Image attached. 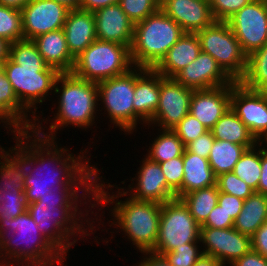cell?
I'll return each instance as SVG.
<instances>
[{
  "label": "cell",
  "instance_id": "f546056e",
  "mask_svg": "<svg viewBox=\"0 0 267 266\" xmlns=\"http://www.w3.org/2000/svg\"><path fill=\"white\" fill-rule=\"evenodd\" d=\"M211 132L215 139L243 145L247 149L259 143L231 107L216 122Z\"/></svg>",
  "mask_w": 267,
  "mask_h": 266
},
{
  "label": "cell",
  "instance_id": "8fae6325",
  "mask_svg": "<svg viewBox=\"0 0 267 266\" xmlns=\"http://www.w3.org/2000/svg\"><path fill=\"white\" fill-rule=\"evenodd\" d=\"M196 34L201 51L210 54L234 81L245 75L247 56L227 22L215 21Z\"/></svg>",
  "mask_w": 267,
  "mask_h": 266
},
{
  "label": "cell",
  "instance_id": "7a4b0ae2",
  "mask_svg": "<svg viewBox=\"0 0 267 266\" xmlns=\"http://www.w3.org/2000/svg\"><path fill=\"white\" fill-rule=\"evenodd\" d=\"M79 191H82V193L80 194ZM95 197L96 188L53 189L44 197H40L39 201L28 204L27 211L30 213L46 240L66 259V255H68L67 252L70 250L71 246L81 238L84 239L91 233L95 234V228L99 224L104 226L105 222L102 221L101 224L102 218L96 214L97 212H95L94 216H97L96 218L88 217V213L94 207L96 208ZM79 203L80 205H78ZM83 203L86 205L85 208L88 203L91 206L88 205V208H86L87 210L79 209ZM90 207L92 209H90ZM97 220L98 225L94 226L95 224L93 223L97 222ZM93 231H95V233Z\"/></svg>",
  "mask_w": 267,
  "mask_h": 266
},
{
  "label": "cell",
  "instance_id": "9f6ffc18",
  "mask_svg": "<svg viewBox=\"0 0 267 266\" xmlns=\"http://www.w3.org/2000/svg\"><path fill=\"white\" fill-rule=\"evenodd\" d=\"M3 150H4V147H2V146L0 145V153H2Z\"/></svg>",
  "mask_w": 267,
  "mask_h": 266
},
{
  "label": "cell",
  "instance_id": "603a6c76",
  "mask_svg": "<svg viewBox=\"0 0 267 266\" xmlns=\"http://www.w3.org/2000/svg\"><path fill=\"white\" fill-rule=\"evenodd\" d=\"M94 19L97 39L131 48L134 23L125 14L119 3L95 11Z\"/></svg>",
  "mask_w": 267,
  "mask_h": 266
},
{
  "label": "cell",
  "instance_id": "7402d4cb",
  "mask_svg": "<svg viewBox=\"0 0 267 266\" xmlns=\"http://www.w3.org/2000/svg\"><path fill=\"white\" fill-rule=\"evenodd\" d=\"M231 107V85L194 90L189 114L198 119L208 130Z\"/></svg>",
  "mask_w": 267,
  "mask_h": 266
},
{
  "label": "cell",
  "instance_id": "d6986e66",
  "mask_svg": "<svg viewBox=\"0 0 267 266\" xmlns=\"http://www.w3.org/2000/svg\"><path fill=\"white\" fill-rule=\"evenodd\" d=\"M174 79L194 90L232 85L235 82L210 54L202 51Z\"/></svg>",
  "mask_w": 267,
  "mask_h": 266
},
{
  "label": "cell",
  "instance_id": "8d00e7d4",
  "mask_svg": "<svg viewBox=\"0 0 267 266\" xmlns=\"http://www.w3.org/2000/svg\"><path fill=\"white\" fill-rule=\"evenodd\" d=\"M119 5L134 24L160 10L159 0H120Z\"/></svg>",
  "mask_w": 267,
  "mask_h": 266
},
{
  "label": "cell",
  "instance_id": "83f0119b",
  "mask_svg": "<svg viewBox=\"0 0 267 266\" xmlns=\"http://www.w3.org/2000/svg\"><path fill=\"white\" fill-rule=\"evenodd\" d=\"M182 196L195 190L216 185V176L208 159L189 152L183 153Z\"/></svg>",
  "mask_w": 267,
  "mask_h": 266
},
{
  "label": "cell",
  "instance_id": "2e32d148",
  "mask_svg": "<svg viewBox=\"0 0 267 266\" xmlns=\"http://www.w3.org/2000/svg\"><path fill=\"white\" fill-rule=\"evenodd\" d=\"M194 89L183 86L174 78L161 75L160 97L158 108L147 124L154 129L172 130L188 113Z\"/></svg>",
  "mask_w": 267,
  "mask_h": 266
},
{
  "label": "cell",
  "instance_id": "60d3db41",
  "mask_svg": "<svg viewBox=\"0 0 267 266\" xmlns=\"http://www.w3.org/2000/svg\"><path fill=\"white\" fill-rule=\"evenodd\" d=\"M172 131L180 138L186 146L193 140L208 131V129L194 116L187 114Z\"/></svg>",
  "mask_w": 267,
  "mask_h": 266
},
{
  "label": "cell",
  "instance_id": "7c38bea8",
  "mask_svg": "<svg viewBox=\"0 0 267 266\" xmlns=\"http://www.w3.org/2000/svg\"><path fill=\"white\" fill-rule=\"evenodd\" d=\"M0 153V219L11 220L28 209L24 180L26 165L10 146Z\"/></svg>",
  "mask_w": 267,
  "mask_h": 266
},
{
  "label": "cell",
  "instance_id": "4dcf8cb0",
  "mask_svg": "<svg viewBox=\"0 0 267 266\" xmlns=\"http://www.w3.org/2000/svg\"><path fill=\"white\" fill-rule=\"evenodd\" d=\"M247 148L226 140L215 139L211 148L208 161L217 177L226 172H232Z\"/></svg>",
  "mask_w": 267,
  "mask_h": 266
},
{
  "label": "cell",
  "instance_id": "db71d44e",
  "mask_svg": "<svg viewBox=\"0 0 267 266\" xmlns=\"http://www.w3.org/2000/svg\"><path fill=\"white\" fill-rule=\"evenodd\" d=\"M30 0H0V4L17 10H22Z\"/></svg>",
  "mask_w": 267,
  "mask_h": 266
},
{
  "label": "cell",
  "instance_id": "30bf717a",
  "mask_svg": "<svg viewBox=\"0 0 267 266\" xmlns=\"http://www.w3.org/2000/svg\"><path fill=\"white\" fill-rule=\"evenodd\" d=\"M200 234L201 226L181 199L165 202L161 207L156 245L150 253L162 256L186 243H201Z\"/></svg>",
  "mask_w": 267,
  "mask_h": 266
},
{
  "label": "cell",
  "instance_id": "8992f818",
  "mask_svg": "<svg viewBox=\"0 0 267 266\" xmlns=\"http://www.w3.org/2000/svg\"><path fill=\"white\" fill-rule=\"evenodd\" d=\"M110 195L108 190L96 188L95 206H98V211L113 204L109 210L113 221L108 220L109 224L111 223L109 226L119 229L118 233L120 230L123 231L124 238L127 236L130 243L132 242L131 244L135 245L134 248L136 247L141 254L150 253L155 248L158 237L162 204L137 200L131 196L122 201L118 199V191Z\"/></svg>",
  "mask_w": 267,
  "mask_h": 266
},
{
  "label": "cell",
  "instance_id": "ee69618b",
  "mask_svg": "<svg viewBox=\"0 0 267 266\" xmlns=\"http://www.w3.org/2000/svg\"><path fill=\"white\" fill-rule=\"evenodd\" d=\"M234 227V220L217 204L201 228L225 229Z\"/></svg>",
  "mask_w": 267,
  "mask_h": 266
},
{
  "label": "cell",
  "instance_id": "b9f144b4",
  "mask_svg": "<svg viewBox=\"0 0 267 266\" xmlns=\"http://www.w3.org/2000/svg\"><path fill=\"white\" fill-rule=\"evenodd\" d=\"M252 0H208L215 21L226 22Z\"/></svg>",
  "mask_w": 267,
  "mask_h": 266
},
{
  "label": "cell",
  "instance_id": "52a82bcc",
  "mask_svg": "<svg viewBox=\"0 0 267 266\" xmlns=\"http://www.w3.org/2000/svg\"><path fill=\"white\" fill-rule=\"evenodd\" d=\"M184 33L161 9L134 24L130 48L133 66L154 69Z\"/></svg>",
  "mask_w": 267,
  "mask_h": 266
},
{
  "label": "cell",
  "instance_id": "6da1fadb",
  "mask_svg": "<svg viewBox=\"0 0 267 266\" xmlns=\"http://www.w3.org/2000/svg\"><path fill=\"white\" fill-rule=\"evenodd\" d=\"M12 134V139H15L12 148L26 165L24 186L27 204L39 201L40 197L53 189L96 188L100 169L95 164L91 165V154L87 158V153H90L88 148L74 155L72 149L69 151L57 140L43 138L33 130L15 131Z\"/></svg>",
  "mask_w": 267,
  "mask_h": 266
},
{
  "label": "cell",
  "instance_id": "11a10c76",
  "mask_svg": "<svg viewBox=\"0 0 267 266\" xmlns=\"http://www.w3.org/2000/svg\"><path fill=\"white\" fill-rule=\"evenodd\" d=\"M68 7L69 9H79L82 0H55Z\"/></svg>",
  "mask_w": 267,
  "mask_h": 266
},
{
  "label": "cell",
  "instance_id": "ffe728a7",
  "mask_svg": "<svg viewBox=\"0 0 267 266\" xmlns=\"http://www.w3.org/2000/svg\"><path fill=\"white\" fill-rule=\"evenodd\" d=\"M160 84L161 74L155 69L136 66L134 132L138 131V124L146 127L154 116L159 105Z\"/></svg>",
  "mask_w": 267,
  "mask_h": 266
},
{
  "label": "cell",
  "instance_id": "44dd1931",
  "mask_svg": "<svg viewBox=\"0 0 267 266\" xmlns=\"http://www.w3.org/2000/svg\"><path fill=\"white\" fill-rule=\"evenodd\" d=\"M160 9L185 33H196L215 22L208 0H162Z\"/></svg>",
  "mask_w": 267,
  "mask_h": 266
},
{
  "label": "cell",
  "instance_id": "3957f363",
  "mask_svg": "<svg viewBox=\"0 0 267 266\" xmlns=\"http://www.w3.org/2000/svg\"><path fill=\"white\" fill-rule=\"evenodd\" d=\"M1 66L19 102L37 119L38 106L54 95L60 72L44 62L32 40L25 39L11 43L9 58Z\"/></svg>",
  "mask_w": 267,
  "mask_h": 266
},
{
  "label": "cell",
  "instance_id": "f907efd6",
  "mask_svg": "<svg viewBox=\"0 0 267 266\" xmlns=\"http://www.w3.org/2000/svg\"><path fill=\"white\" fill-rule=\"evenodd\" d=\"M143 258L132 266H170L162 256L152 253H143Z\"/></svg>",
  "mask_w": 267,
  "mask_h": 266
},
{
  "label": "cell",
  "instance_id": "7bdbcfd3",
  "mask_svg": "<svg viewBox=\"0 0 267 266\" xmlns=\"http://www.w3.org/2000/svg\"><path fill=\"white\" fill-rule=\"evenodd\" d=\"M214 141L215 138L211 130H208L207 132L199 136L196 140L188 143L185 148L191 153L208 159Z\"/></svg>",
  "mask_w": 267,
  "mask_h": 266
},
{
  "label": "cell",
  "instance_id": "cb8c5ba5",
  "mask_svg": "<svg viewBox=\"0 0 267 266\" xmlns=\"http://www.w3.org/2000/svg\"><path fill=\"white\" fill-rule=\"evenodd\" d=\"M1 123L8 134L9 131L11 133L30 131L36 123V118L19 102L2 66H0V125Z\"/></svg>",
  "mask_w": 267,
  "mask_h": 266
},
{
  "label": "cell",
  "instance_id": "e0dca14e",
  "mask_svg": "<svg viewBox=\"0 0 267 266\" xmlns=\"http://www.w3.org/2000/svg\"><path fill=\"white\" fill-rule=\"evenodd\" d=\"M200 241L203 254L216 258L223 266H230L252 249L251 237L234 227L201 228Z\"/></svg>",
  "mask_w": 267,
  "mask_h": 266
},
{
  "label": "cell",
  "instance_id": "ac0fdd59",
  "mask_svg": "<svg viewBox=\"0 0 267 266\" xmlns=\"http://www.w3.org/2000/svg\"><path fill=\"white\" fill-rule=\"evenodd\" d=\"M70 10L55 0H30L21 10L24 39L62 29Z\"/></svg>",
  "mask_w": 267,
  "mask_h": 266
},
{
  "label": "cell",
  "instance_id": "836d02e7",
  "mask_svg": "<svg viewBox=\"0 0 267 266\" xmlns=\"http://www.w3.org/2000/svg\"><path fill=\"white\" fill-rule=\"evenodd\" d=\"M239 82L247 89L267 93V43L247 57L246 72Z\"/></svg>",
  "mask_w": 267,
  "mask_h": 266
},
{
  "label": "cell",
  "instance_id": "681fc988",
  "mask_svg": "<svg viewBox=\"0 0 267 266\" xmlns=\"http://www.w3.org/2000/svg\"><path fill=\"white\" fill-rule=\"evenodd\" d=\"M119 1L120 0H82L79 9L94 13L106 6L117 4Z\"/></svg>",
  "mask_w": 267,
  "mask_h": 266
},
{
  "label": "cell",
  "instance_id": "5b68a950",
  "mask_svg": "<svg viewBox=\"0 0 267 266\" xmlns=\"http://www.w3.org/2000/svg\"><path fill=\"white\" fill-rule=\"evenodd\" d=\"M65 261L28 211L11 220L0 219V266H67Z\"/></svg>",
  "mask_w": 267,
  "mask_h": 266
},
{
  "label": "cell",
  "instance_id": "9c48e42d",
  "mask_svg": "<svg viewBox=\"0 0 267 266\" xmlns=\"http://www.w3.org/2000/svg\"><path fill=\"white\" fill-rule=\"evenodd\" d=\"M136 82V66L127 73L102 80L98 85V102L103 105L102 110L107 114L111 128H119L124 135L134 132L133 97ZM106 112V113H105Z\"/></svg>",
  "mask_w": 267,
  "mask_h": 266
},
{
  "label": "cell",
  "instance_id": "4fadbf2b",
  "mask_svg": "<svg viewBox=\"0 0 267 266\" xmlns=\"http://www.w3.org/2000/svg\"><path fill=\"white\" fill-rule=\"evenodd\" d=\"M139 162V171H136L137 175L135 174V177L130 180L133 182L128 185V188H120L118 185H112L110 182L101 180L103 176H100V173L97 176L96 188H105V190H113L115 188L118 190L119 198H124V196L127 197L129 195L137 200L157 202L160 204L176 199V193L167 185V180L160 164L150 160L145 155ZM105 183H108L107 186Z\"/></svg>",
  "mask_w": 267,
  "mask_h": 266
},
{
  "label": "cell",
  "instance_id": "1f68e13d",
  "mask_svg": "<svg viewBox=\"0 0 267 266\" xmlns=\"http://www.w3.org/2000/svg\"><path fill=\"white\" fill-rule=\"evenodd\" d=\"M158 130V136L154 137L147 150L146 157L161 163L175 157L183 156L185 145L172 130ZM161 131V132H160ZM160 133V134H159Z\"/></svg>",
  "mask_w": 267,
  "mask_h": 266
},
{
  "label": "cell",
  "instance_id": "277c9868",
  "mask_svg": "<svg viewBox=\"0 0 267 266\" xmlns=\"http://www.w3.org/2000/svg\"><path fill=\"white\" fill-rule=\"evenodd\" d=\"M56 94L58 100L55 104L58 106L54 109L57 111L53 115L54 119H51L49 128L46 125L42 126V122L48 124L47 121H50L48 118L42 117V120L39 116L36 119L32 130L39 136L57 140L56 134L59 128L63 129L72 125V127H79L86 131L87 128H93V125L97 126L95 120L98 119L97 113L101 107L98 103V85L96 82L79 78L72 72L60 73L54 86V95ZM45 130L48 132H44Z\"/></svg>",
  "mask_w": 267,
  "mask_h": 266
},
{
  "label": "cell",
  "instance_id": "ab89813d",
  "mask_svg": "<svg viewBox=\"0 0 267 266\" xmlns=\"http://www.w3.org/2000/svg\"><path fill=\"white\" fill-rule=\"evenodd\" d=\"M166 177L167 185L176 193V198L182 197L183 156L159 163Z\"/></svg>",
  "mask_w": 267,
  "mask_h": 266
},
{
  "label": "cell",
  "instance_id": "d6a6232c",
  "mask_svg": "<svg viewBox=\"0 0 267 266\" xmlns=\"http://www.w3.org/2000/svg\"><path fill=\"white\" fill-rule=\"evenodd\" d=\"M219 190L217 185L184 194L180 199L189 208L195 221L201 226L213 208L218 204Z\"/></svg>",
  "mask_w": 267,
  "mask_h": 266
},
{
  "label": "cell",
  "instance_id": "f5cc1de1",
  "mask_svg": "<svg viewBox=\"0 0 267 266\" xmlns=\"http://www.w3.org/2000/svg\"><path fill=\"white\" fill-rule=\"evenodd\" d=\"M11 43L0 37V66L9 58Z\"/></svg>",
  "mask_w": 267,
  "mask_h": 266
},
{
  "label": "cell",
  "instance_id": "7dc6e473",
  "mask_svg": "<svg viewBox=\"0 0 267 266\" xmlns=\"http://www.w3.org/2000/svg\"><path fill=\"white\" fill-rule=\"evenodd\" d=\"M230 266H267V258L251 249L248 253L237 259Z\"/></svg>",
  "mask_w": 267,
  "mask_h": 266
},
{
  "label": "cell",
  "instance_id": "ba28073f",
  "mask_svg": "<svg viewBox=\"0 0 267 266\" xmlns=\"http://www.w3.org/2000/svg\"><path fill=\"white\" fill-rule=\"evenodd\" d=\"M133 67L128 46L96 39L75 58L72 73L98 83L125 74Z\"/></svg>",
  "mask_w": 267,
  "mask_h": 266
},
{
  "label": "cell",
  "instance_id": "f6af8a7d",
  "mask_svg": "<svg viewBox=\"0 0 267 266\" xmlns=\"http://www.w3.org/2000/svg\"><path fill=\"white\" fill-rule=\"evenodd\" d=\"M244 200L234 195H230L219 191L218 205L223 209L229 217L234 221L243 208Z\"/></svg>",
  "mask_w": 267,
  "mask_h": 266
},
{
  "label": "cell",
  "instance_id": "74e56055",
  "mask_svg": "<svg viewBox=\"0 0 267 266\" xmlns=\"http://www.w3.org/2000/svg\"><path fill=\"white\" fill-rule=\"evenodd\" d=\"M201 243H186L174 251L164 253L162 257L170 266H194L203 255Z\"/></svg>",
  "mask_w": 267,
  "mask_h": 266
},
{
  "label": "cell",
  "instance_id": "9a60e30c",
  "mask_svg": "<svg viewBox=\"0 0 267 266\" xmlns=\"http://www.w3.org/2000/svg\"><path fill=\"white\" fill-rule=\"evenodd\" d=\"M231 109L258 142L267 143V93L247 89L239 81L231 85Z\"/></svg>",
  "mask_w": 267,
  "mask_h": 266
},
{
  "label": "cell",
  "instance_id": "c3c4849f",
  "mask_svg": "<svg viewBox=\"0 0 267 266\" xmlns=\"http://www.w3.org/2000/svg\"><path fill=\"white\" fill-rule=\"evenodd\" d=\"M258 193H262L267 196V143L266 142H261V177L258 184Z\"/></svg>",
  "mask_w": 267,
  "mask_h": 266
},
{
  "label": "cell",
  "instance_id": "4316f807",
  "mask_svg": "<svg viewBox=\"0 0 267 266\" xmlns=\"http://www.w3.org/2000/svg\"><path fill=\"white\" fill-rule=\"evenodd\" d=\"M32 41L48 66L56 68L60 73L72 72L75 58L68 50L63 28L39 35Z\"/></svg>",
  "mask_w": 267,
  "mask_h": 266
},
{
  "label": "cell",
  "instance_id": "484cf974",
  "mask_svg": "<svg viewBox=\"0 0 267 266\" xmlns=\"http://www.w3.org/2000/svg\"><path fill=\"white\" fill-rule=\"evenodd\" d=\"M200 52L197 34L184 33L154 69L165 78H174L184 67L194 61Z\"/></svg>",
  "mask_w": 267,
  "mask_h": 266
},
{
  "label": "cell",
  "instance_id": "d590c367",
  "mask_svg": "<svg viewBox=\"0 0 267 266\" xmlns=\"http://www.w3.org/2000/svg\"><path fill=\"white\" fill-rule=\"evenodd\" d=\"M0 37L10 43L24 39L20 10L0 4Z\"/></svg>",
  "mask_w": 267,
  "mask_h": 266
},
{
  "label": "cell",
  "instance_id": "d4e9b609",
  "mask_svg": "<svg viewBox=\"0 0 267 266\" xmlns=\"http://www.w3.org/2000/svg\"><path fill=\"white\" fill-rule=\"evenodd\" d=\"M67 47L76 58L97 39L94 13L71 9L64 23Z\"/></svg>",
  "mask_w": 267,
  "mask_h": 266
},
{
  "label": "cell",
  "instance_id": "5bb4252c",
  "mask_svg": "<svg viewBox=\"0 0 267 266\" xmlns=\"http://www.w3.org/2000/svg\"><path fill=\"white\" fill-rule=\"evenodd\" d=\"M248 57L267 43V3L252 0L226 21Z\"/></svg>",
  "mask_w": 267,
  "mask_h": 266
},
{
  "label": "cell",
  "instance_id": "bcb514c9",
  "mask_svg": "<svg viewBox=\"0 0 267 266\" xmlns=\"http://www.w3.org/2000/svg\"><path fill=\"white\" fill-rule=\"evenodd\" d=\"M252 249L267 258V220L251 237Z\"/></svg>",
  "mask_w": 267,
  "mask_h": 266
},
{
  "label": "cell",
  "instance_id": "f1b7e54d",
  "mask_svg": "<svg viewBox=\"0 0 267 266\" xmlns=\"http://www.w3.org/2000/svg\"><path fill=\"white\" fill-rule=\"evenodd\" d=\"M267 220V196L254 192L244 200L243 208L234 221V228L252 237Z\"/></svg>",
  "mask_w": 267,
  "mask_h": 266
},
{
  "label": "cell",
  "instance_id": "f35d334b",
  "mask_svg": "<svg viewBox=\"0 0 267 266\" xmlns=\"http://www.w3.org/2000/svg\"><path fill=\"white\" fill-rule=\"evenodd\" d=\"M216 185L220 192L234 195L243 200L255 192L252 187L236 176L233 171L218 175L216 177Z\"/></svg>",
  "mask_w": 267,
  "mask_h": 266
},
{
  "label": "cell",
  "instance_id": "816d5d0a",
  "mask_svg": "<svg viewBox=\"0 0 267 266\" xmlns=\"http://www.w3.org/2000/svg\"><path fill=\"white\" fill-rule=\"evenodd\" d=\"M194 266H223L216 258L203 254L194 264Z\"/></svg>",
  "mask_w": 267,
  "mask_h": 266
},
{
  "label": "cell",
  "instance_id": "e575fe53",
  "mask_svg": "<svg viewBox=\"0 0 267 266\" xmlns=\"http://www.w3.org/2000/svg\"><path fill=\"white\" fill-rule=\"evenodd\" d=\"M233 173L258 192L261 177V142L245 150L235 164Z\"/></svg>",
  "mask_w": 267,
  "mask_h": 266
}]
</instances>
